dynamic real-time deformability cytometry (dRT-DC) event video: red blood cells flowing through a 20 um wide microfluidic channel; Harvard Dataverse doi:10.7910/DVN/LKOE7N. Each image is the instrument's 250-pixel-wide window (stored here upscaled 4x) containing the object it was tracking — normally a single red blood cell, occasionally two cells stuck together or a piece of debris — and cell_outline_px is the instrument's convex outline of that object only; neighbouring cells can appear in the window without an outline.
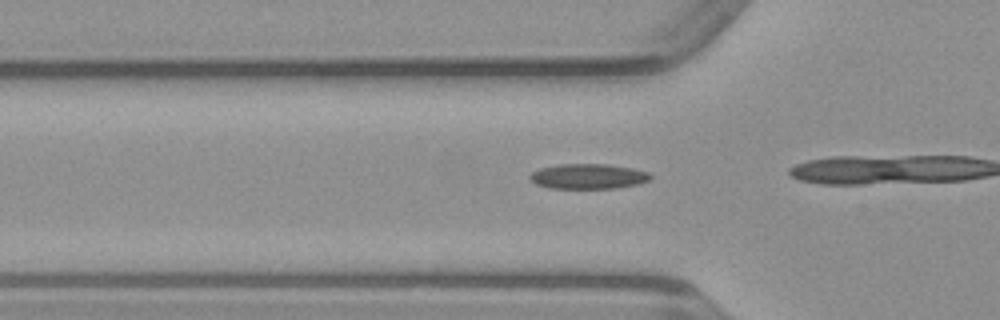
{"species": "common noctule bat (a hibernating species)", "species_latin": "Nyctalus noctula", "temperature_condition": "warm", "stored_images_in_passage": 18, "camera_frame_rate_fps": 3000, "um_per_image_px": 0.085, "animal": {"sex": "male", "body_mass_g": 23.1, "forearm_length_mm": 52.7}, "frame": {"image": 1, "passage_image": 13, "time_ms": 4.0, "image_size_px": [1000, 320], "cell_outline_px": [[652, 176], [648, 180], [640, 184], [616, 188], [548, 188], [536, 184], [528, 180], [528, 176], [532, 172], [540, 168], [560, 164], [608, 164], [632, 168], [648, 172]], "centroid_in_image_um": [49.97, 14.99], "position_along_channel_um": 75.8, "area_um2": 17.74}}